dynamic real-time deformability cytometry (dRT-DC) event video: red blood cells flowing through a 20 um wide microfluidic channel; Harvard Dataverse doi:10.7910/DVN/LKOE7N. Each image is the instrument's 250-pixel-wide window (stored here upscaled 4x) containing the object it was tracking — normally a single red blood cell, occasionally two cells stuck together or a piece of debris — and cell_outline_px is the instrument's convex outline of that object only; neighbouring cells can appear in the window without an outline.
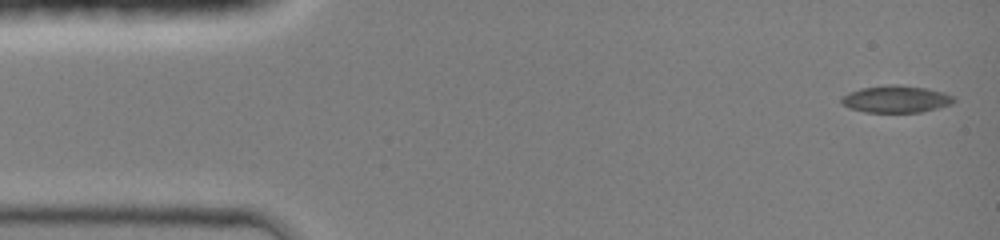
{"species": "common noctule bat (a hibernating species)", "species_latin": "Nyctalus noctula", "temperature_condition": "room temperature", "stored_images_in_passage": 7, "camera_frame_rate_fps": 3000, "um_per_image_px": 0.085, "animal": {"sex": "female", "body_mass_g": 19.0, "forearm_length_mm": 51.5}, "frame": {"image": 1, "passage_image": 1, "time_ms": 0.0, "image_size_px": [1000, 240], "cell_outline_px": [[956, 100], [952, 104], [920, 112], [864, 112], [848, 108], [840, 100], [840, 96], [848, 92], [860, 88], [892, 84], [896, 84], [928, 88], [944, 92], [952, 96]], "centroid_in_image_um": [76.13, 8.41], "position_along_channel_um": 8.9, "area_um2": 17.86}}
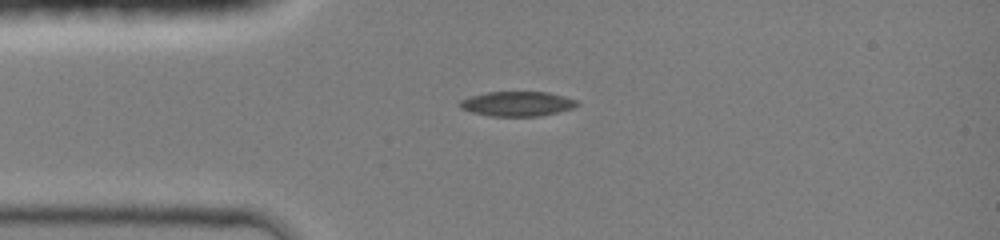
{"frame": {"image": 2, "passage_image": 5, "time_ms": 3.0, "image_size_px": [1000, 240], "cell_outline_px": [[580, 104], [572, 108], [540, 116], [492, 116], [472, 112], [460, 108], [456, 104], [460, 100], [472, 96], [488, 92], [548, 92], [564, 96], [576, 100]], "centroid_in_image_um": [43.94, 8.82], "position_along_channel_um": 41.1, "area_um2": 16.82}}
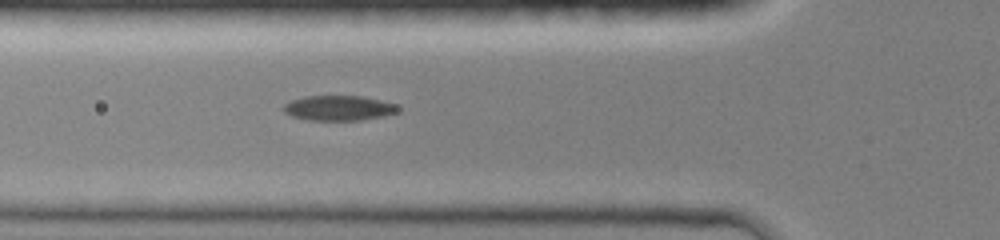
{"frame": {"image": 3, "passage_image": 7, "time_ms": 4.667, "image_size_px": [1000, 240], "cell_outline_px": [[400, 112], [360, 120], [308, 120], [292, 116], [284, 112], [284, 104], [292, 100], [304, 96], [360, 96], [380, 100], [396, 104], [400, 108]], "centroid_in_image_um": [28.8, 9.18], "position_along_channel_um": 97.0, "area_um2": 16.59}}